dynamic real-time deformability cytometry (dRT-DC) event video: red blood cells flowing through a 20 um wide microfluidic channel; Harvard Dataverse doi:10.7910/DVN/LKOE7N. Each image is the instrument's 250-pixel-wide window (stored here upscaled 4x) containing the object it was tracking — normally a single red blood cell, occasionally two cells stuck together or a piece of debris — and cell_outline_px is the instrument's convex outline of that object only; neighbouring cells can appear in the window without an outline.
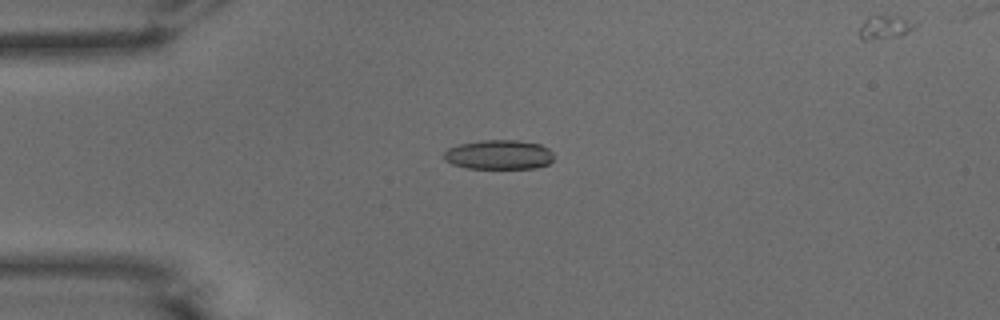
{"species": "common noctule bat (a hibernating species)", "species_latin": "Nyctalus noctula", "temperature_condition": "warm", "stored_images_in_passage": 21, "camera_frame_rate_fps": 3000, "um_per_image_px": 0.085, "animal": {"sex": "male", "body_mass_g": 15.6}, "frame": {"image": 1, "passage_image": 13, "time_ms": 4.0, "image_size_px": [1000, 320], "cell_outline_px": [[552, 160], [548, 164], [536, 168], [468, 168], [452, 164], [444, 160], [444, 152], [448, 148], [460, 144], [480, 140], [516, 140], [540, 144], [548, 148], [552, 152]], "centroid_in_image_um": [42.39, 13.14], "position_along_channel_um": 42.6, "area_um2": 18.84}}